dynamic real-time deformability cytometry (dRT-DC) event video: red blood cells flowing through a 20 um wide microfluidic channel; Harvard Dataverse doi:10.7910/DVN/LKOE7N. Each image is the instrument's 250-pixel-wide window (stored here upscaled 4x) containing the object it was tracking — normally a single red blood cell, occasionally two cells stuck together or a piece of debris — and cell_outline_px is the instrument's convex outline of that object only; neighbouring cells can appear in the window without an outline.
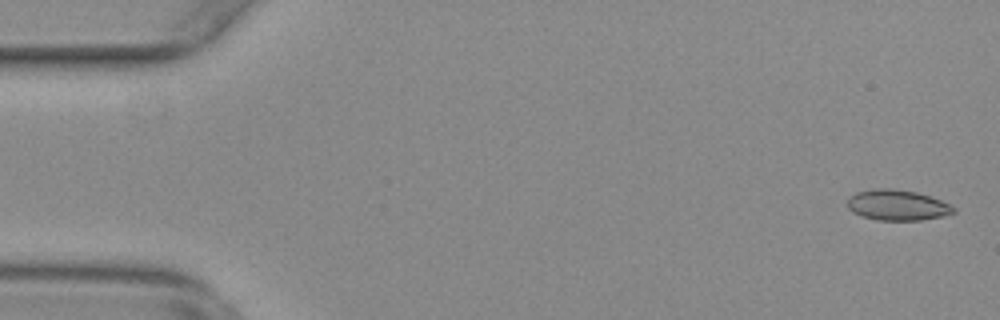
{"species": "common noctule bat (a hibernating species)", "species_latin": "Nyctalus noctula", "temperature_condition": "warm", "stored_images_in_passage": 55, "camera_frame_rate_fps": 3000, "um_per_image_px": 0.085, "animal": {"sex": "female", "body_mass_g": 29.2, "forearm_length_mm": 56.3}, "frame": {"image": 1, "passage_image": 2, "time_ms": 0.333, "image_size_px": [1000, 320], "cell_outline_px": [[956, 212], [944, 216], [920, 220], [876, 220], [852, 212], [848, 208], [848, 200], [856, 192], [872, 188], [892, 188], [916, 192], [940, 200], [956, 208]], "centroid_in_image_um": [76.28, 17.43], "position_along_channel_um": 8.7, "area_um2": 18.84}}
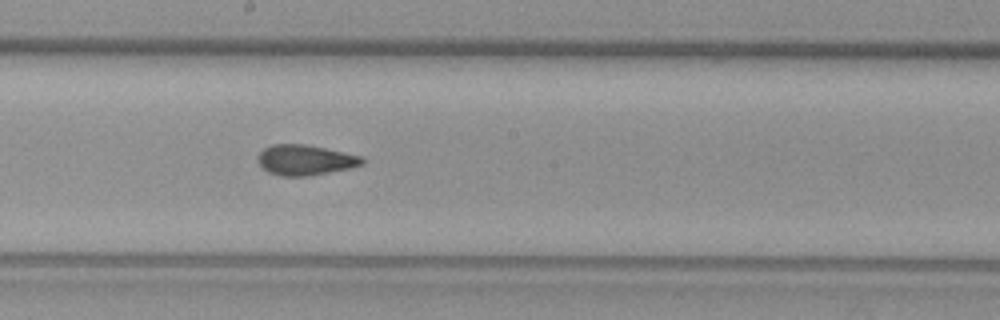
{"frame": {"image": 2, "passage_image": 30, "time_ms": 9.667, "image_size_px": [1000, 320], "cell_outline_px": [[368, 160], [364, 164], [352, 168], [308, 176], [280, 176], [268, 172], [256, 160], [256, 156], [264, 148], [272, 144], [304, 144], [364, 156]], "centroid_in_image_um": [25.98, 13.6], "position_along_channel_um": 222.2, "area_um2": 18.73}}
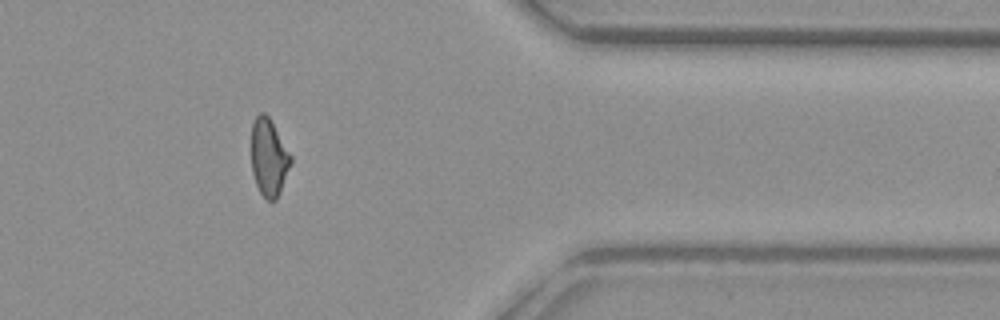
{"frame": {"image": 3, "passage_image": 45, "time_ms": 14.667, "image_size_px": [1000, 320], "cell_outline_px": [[292, 160], [280, 192], [276, 200], [268, 200], [260, 192], [256, 184], [252, 172], [252, 120], [260, 112], [264, 112], [268, 116], [292, 156]], "centroid_in_image_um": [22.84, 13.37], "position_along_channel_um": 388.6, "area_um2": 17.57}, "authors_computed_cell_mechanics": {"area_um2": 18.6694, "velocity_mm_per_s": 3.7703, "shape_relaxation_time_tau1_ms": null, "shape_relaxation_time_tau2_ms": 1.8414, "deformation_change_tau1": null, "deformation_change_tau2": 0.0838}}